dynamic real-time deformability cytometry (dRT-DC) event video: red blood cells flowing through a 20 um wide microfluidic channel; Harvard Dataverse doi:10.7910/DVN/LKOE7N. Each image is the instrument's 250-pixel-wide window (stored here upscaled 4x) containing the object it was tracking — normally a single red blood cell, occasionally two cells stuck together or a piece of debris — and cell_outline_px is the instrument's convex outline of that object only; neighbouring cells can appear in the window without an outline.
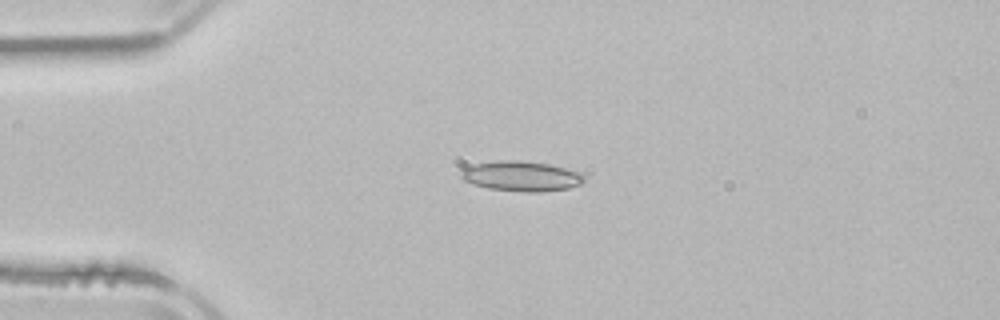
{"species": "common noctule bat (a hibernating species)", "species_latin": "Nyctalus noctula", "temperature_condition": "room temperature", "stored_images_in_passage": 3, "camera_frame_rate_fps": 3000, "um_per_image_px": 0.085, "animal": {"sex": "male", "body_mass_g": 21.5, "forearm_length_mm": 52.0}, "frame": {"image": 1, "passage_image": 2, "time_ms": 1.333, "image_size_px": [1000, 320], "cell_outline_px": [[584, 180], [580, 184], [568, 188], [540, 192], [528, 192], [488, 188], [472, 184], [464, 180], [460, 176], [460, 172], [464, 168], [476, 164], [500, 160], [520, 160], [548, 164], [584, 172]], "centroid_in_image_um": [44.34, 14.97], "position_along_channel_um": 40.7, "area_um2": 21.56}}
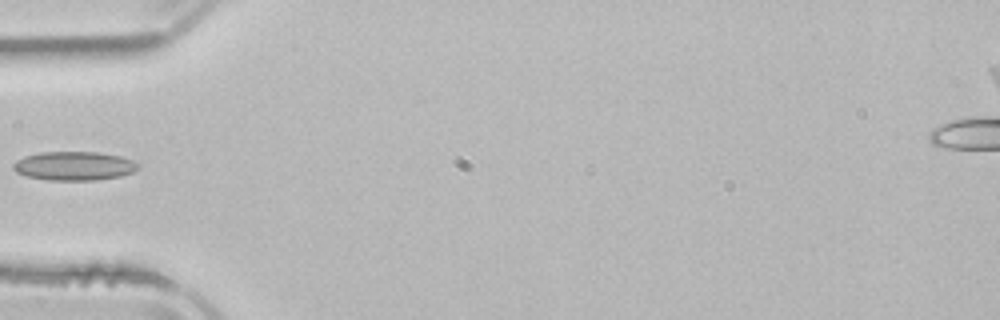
{"frame": {"image": 2, "passage_image": 3, "time_ms": 3.0, "image_size_px": [1000, 320], "cell_outline_px": [[136, 168], [132, 172], [120, 176], [96, 180], [48, 180], [28, 176], [16, 172], [12, 168], [12, 164], [16, 160], [24, 156], [40, 152], [96, 152], [120, 156], [132, 160], [136, 164]], "centroid_in_image_um": [6.24, 14.1], "position_along_channel_um": 78.8, "area_um2": 20.81}}